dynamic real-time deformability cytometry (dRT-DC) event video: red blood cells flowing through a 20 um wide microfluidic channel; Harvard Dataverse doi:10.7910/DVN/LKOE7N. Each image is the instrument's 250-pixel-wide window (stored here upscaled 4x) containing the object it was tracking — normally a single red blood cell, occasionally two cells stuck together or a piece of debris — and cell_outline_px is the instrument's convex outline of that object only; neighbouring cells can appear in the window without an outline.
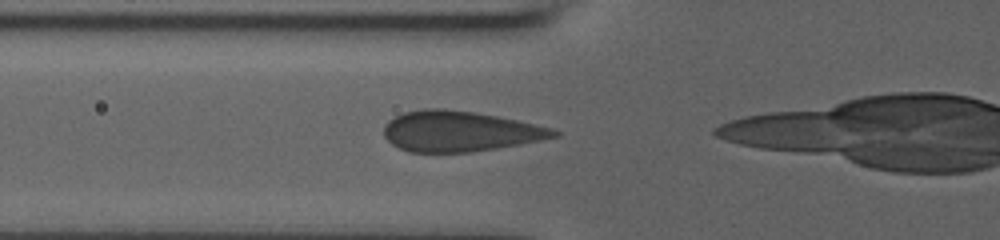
{"species": "human", "species_latin": "Homo sapiens", "temperature_condition": "room temperature", "stored_images_in_passage": 11, "camera_frame_rate_fps": 3000, "um_per_image_px": 0.085, "donor": {"sex": "male"}, "frame": {"image": 1, "passage_image": 7, "time_ms": 2.0, "image_size_px": [1000, 240], "cell_outline_px": [[560, 136], [520, 144], [472, 152], [408, 152], [392, 144], [384, 136], [384, 124], [388, 120], [404, 112], [424, 108], [444, 108], [472, 112], [496, 116], [536, 124], [552, 128], [560, 132]], "centroid_in_image_um": [39.06, 11.16], "position_along_channel_um": 86.7, "area_um2": 40.06}}
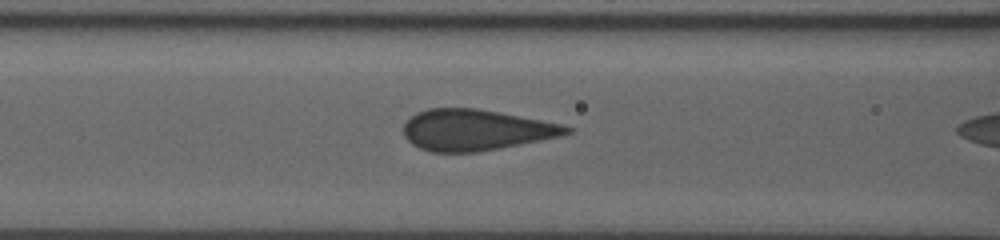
{"frame": {"image": 2, "passage_image": 9, "time_ms": 2.667, "image_size_px": [1000, 240], "cell_outline_px": [[572, 132], [560, 136], [500, 148], [476, 152], [432, 152], [420, 148], [412, 144], [404, 136], [404, 124], [416, 112], [428, 108], [476, 108], [540, 120], [560, 124], [572, 128]], "centroid_in_image_um": [40.39, 11.05], "position_along_channel_um": 126.2, "area_um2": 38.55}}